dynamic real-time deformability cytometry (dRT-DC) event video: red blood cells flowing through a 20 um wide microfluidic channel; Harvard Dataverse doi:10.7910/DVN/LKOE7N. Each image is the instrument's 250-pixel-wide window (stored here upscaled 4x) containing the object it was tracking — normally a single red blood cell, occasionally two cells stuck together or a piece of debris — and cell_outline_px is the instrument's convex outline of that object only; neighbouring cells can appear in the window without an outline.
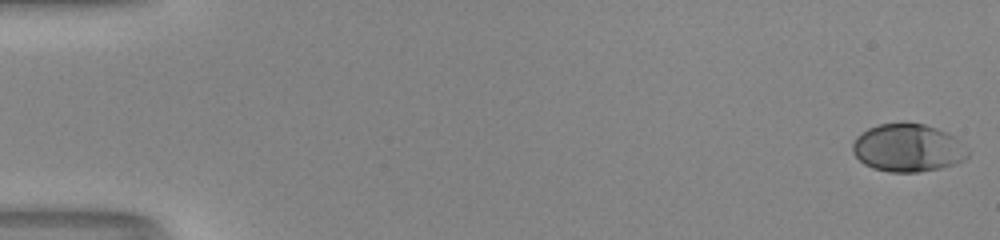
{"species": "human", "species_latin": "Homo sapiens", "temperature_condition": "room temperature", "stored_images_in_passage": 52, "camera_frame_rate_fps": 3000, "um_per_image_px": 0.085, "donor": {"sex": "male"}, "frame": {"image": 1, "passage_image": 1, "time_ms": 0.0, "image_size_px": [1000, 240], "cell_outline_px": [[968, 156], [964, 160], [956, 164], [940, 168], [916, 172], [888, 172], [872, 168], [864, 164], [852, 152], [852, 144], [856, 136], [868, 128], [880, 124], [904, 120], [924, 124], [948, 132], [968, 148]], "centroid_in_image_um": [77.16, 12.54], "position_along_channel_um": 7.8, "area_um2": 32.71}}
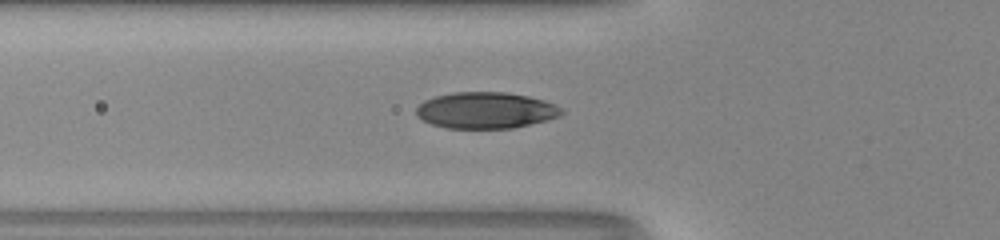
{"frame": {"image": 2, "passage_image": 20, "time_ms": 6.333, "image_size_px": [1000, 240], "cell_outline_px": [[564, 112], [560, 116], [548, 120], [512, 128], [448, 128], [432, 124], [416, 116], [416, 108], [424, 100], [436, 96], [452, 92], [504, 92], [528, 96], [544, 100], [556, 104], [564, 108]], "centroid_in_image_um": [41.32, 9.37], "position_along_channel_um": 84.5, "area_um2": 30.87}}
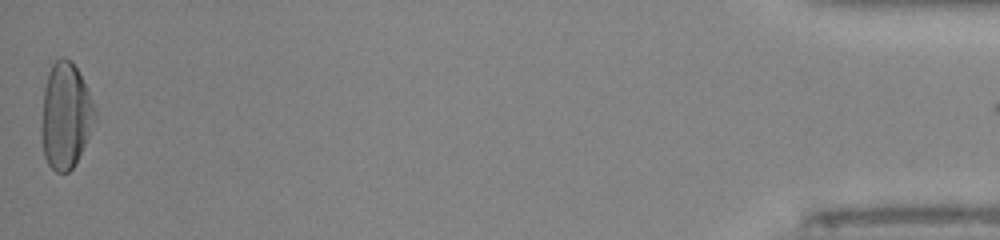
{"frame": {"image": 3, "passage_image": 52, "time_ms": 17.0, "image_size_px": [1000, 240], "cell_outline_px": [[96, 116], [88, 136], [72, 168], [68, 172], [56, 172], [48, 164], [44, 156], [40, 132], [40, 128], [44, 88], [48, 72], [52, 64], [60, 56], [64, 56], [72, 60], [96, 108]], "centroid_in_image_um": [5.53, 9.81], "position_along_channel_um": 429.7, "area_um2": 32.77}, "authors_computed_cell_mechanics": {"area_um2": 31.1542, "velocity_mm_per_s": 4.1235, "shape_relaxation_time_tau1_ms": 3.3797, "shape_relaxation_time_tau2_ms": null, "deformation_change_tau1": 0.1883, "deformation_change_tau2": null}}